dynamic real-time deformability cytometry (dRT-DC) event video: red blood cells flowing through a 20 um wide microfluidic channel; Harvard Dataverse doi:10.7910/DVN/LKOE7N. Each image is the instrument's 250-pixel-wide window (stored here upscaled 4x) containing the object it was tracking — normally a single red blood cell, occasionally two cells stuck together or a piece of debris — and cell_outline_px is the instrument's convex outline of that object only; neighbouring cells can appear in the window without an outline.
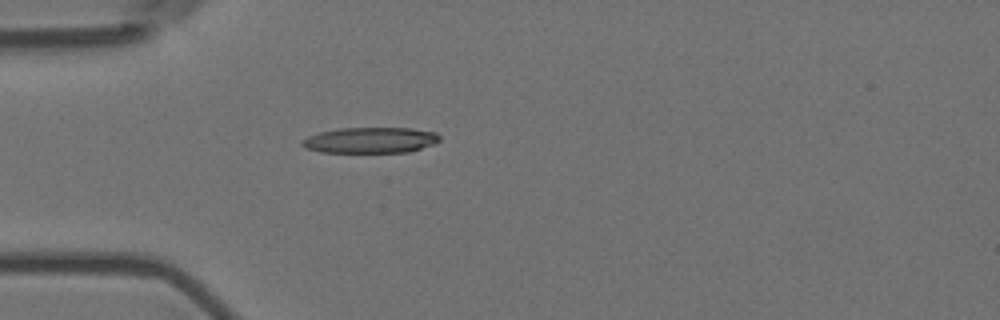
{"species": "Egyptian fruit bat (a non-hibernating species)", "species_latin": "Rousettus aegyptiacus", "temperature_condition": "room temperature", "stored_images_in_passage": 3, "camera_frame_rate_fps": 3000, "um_per_image_px": 0.085, "animal": {"sex": "female"}, "frame": {"image": 1, "passage_image": 3, "time_ms": 0.667, "image_size_px": [1000, 320], "cell_outline_px": [[440, 140], [432, 144], [408, 152], [320, 152], [304, 148], [300, 144], [300, 140], [308, 136], [320, 132], [340, 128], [412, 128], [436, 132], [440, 136]], "centroid_in_image_um": [31.44, 11.91], "position_along_channel_um": 53.6, "area_um2": 20.69}}